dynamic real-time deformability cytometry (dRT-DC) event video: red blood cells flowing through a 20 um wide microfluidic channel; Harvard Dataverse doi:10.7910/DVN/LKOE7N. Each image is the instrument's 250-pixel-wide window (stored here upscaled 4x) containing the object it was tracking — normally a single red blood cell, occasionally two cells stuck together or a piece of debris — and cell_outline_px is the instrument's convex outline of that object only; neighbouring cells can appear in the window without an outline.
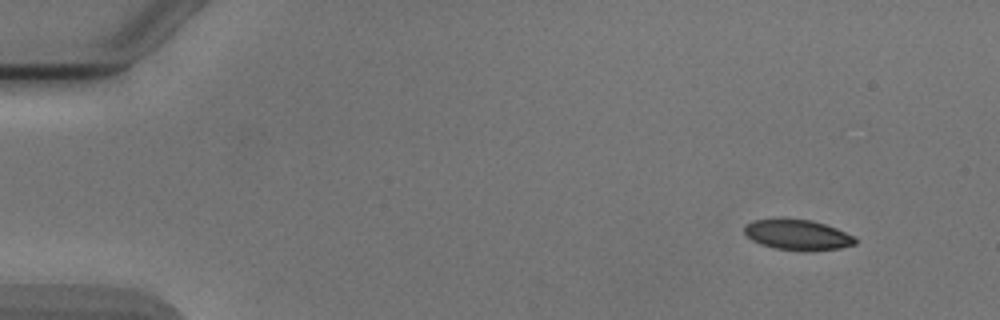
{"species": "Egyptian fruit bat (a non-hibernating species)", "species_latin": "Rousettus aegyptiacus", "temperature_condition": "cold", "stored_images_in_passage": 4, "camera_frame_rate_fps": 3000, "um_per_image_px": 0.085, "animal": {"sex": "male"}, "frame": {"image": 1, "passage_image": 1, "time_ms": 0.0, "image_size_px": [1000, 320], "cell_outline_px": [[856, 244], [840, 248], [808, 252], [800, 252], [776, 248], [760, 244], [752, 240], [744, 232], [744, 224], [752, 220], [784, 216], [812, 220], [836, 228], [856, 236]], "centroid_in_image_um": [67.77, 19.93], "position_along_channel_um": 17.2, "area_um2": 20.52}}